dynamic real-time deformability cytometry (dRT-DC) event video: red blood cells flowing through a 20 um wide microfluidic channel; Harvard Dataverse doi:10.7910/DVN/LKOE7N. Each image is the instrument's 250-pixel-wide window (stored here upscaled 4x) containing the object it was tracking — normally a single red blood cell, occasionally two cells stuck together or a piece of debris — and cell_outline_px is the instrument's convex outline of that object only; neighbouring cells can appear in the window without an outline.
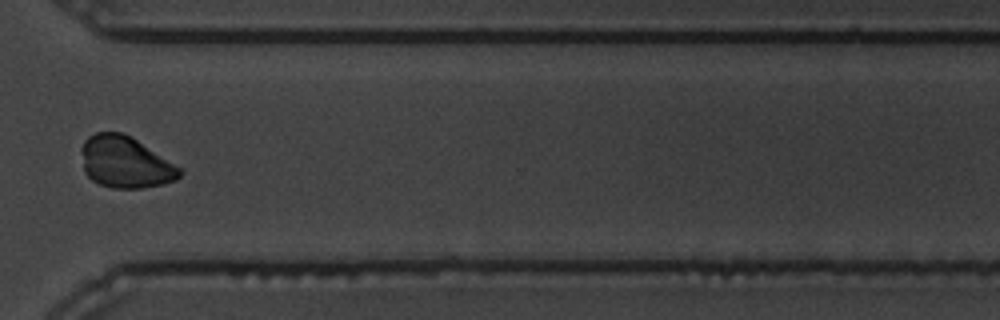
{"species": "common noctule bat (a hibernating species)", "species_latin": "Nyctalus noctula", "temperature_condition": "warm", "stored_images_in_passage": 14, "camera_frame_rate_fps": 3000, "um_per_image_px": 0.085, "animal": {"sex": "male", "body_mass_g": 19.5, "forearm_length_mm": 54.6}, "frame": {"image": 1, "passage_image": 10, "time_ms": 12.0, "image_size_px": [1000, 320], "cell_outline_px": [[184, 172], [176, 180], [160, 184], [140, 188], [112, 188], [100, 184], [92, 180], [84, 172], [80, 148], [84, 140], [88, 136], [96, 132], [120, 132], [132, 136], [184, 168]], "centroid_in_image_um": [10.67, 13.77], "position_along_channel_um": 359.9, "area_um2": 30.06}, "authors_computed_cell_mechanics": {"area_um2": 17.1955, "velocity_mm_per_s": 3.4143, "shape_relaxation_time_tau1_ms": null, "shape_relaxation_time_tau2_ms": 1.5577, "deformation_change_tau1": null, "deformation_change_tau2": 0.0767}}